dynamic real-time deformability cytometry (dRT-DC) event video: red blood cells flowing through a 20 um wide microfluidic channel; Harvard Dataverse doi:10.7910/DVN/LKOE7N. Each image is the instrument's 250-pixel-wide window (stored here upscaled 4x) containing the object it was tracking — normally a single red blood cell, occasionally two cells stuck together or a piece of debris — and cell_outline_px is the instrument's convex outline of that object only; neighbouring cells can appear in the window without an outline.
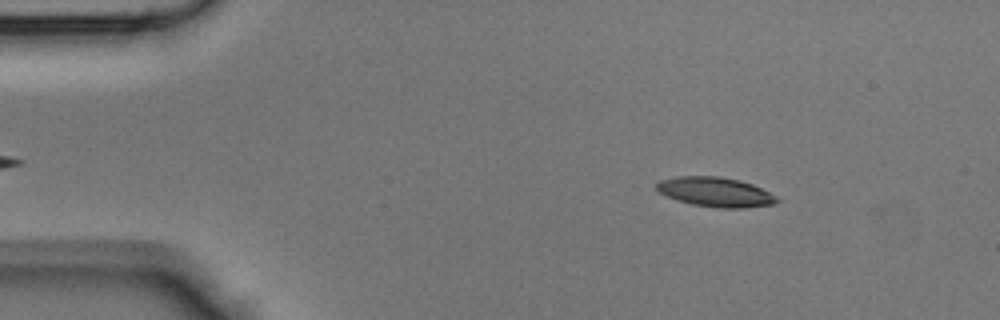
{"species": "Egyptian fruit bat (a non-hibernating species)", "species_latin": "Rousettus aegyptiacus", "temperature_condition": "room temperature", "stored_images_in_passage": 43, "camera_frame_rate_fps": 3000, "um_per_image_px": 0.085, "animal": {"sex": "male"}, "frame": {"image": 1, "passage_image": 5, "time_ms": 1.333, "image_size_px": [1000, 320], "cell_outline_px": [[780, 200], [772, 204], [744, 208], [716, 208], [692, 204], [676, 200], [660, 192], [656, 188], [656, 184], [660, 180], [676, 176], [720, 176], [740, 180], [752, 184], [776, 196]], "centroid_in_image_um": [60.8, 16.32], "position_along_channel_um": 24.2, "area_um2": 20.69}}
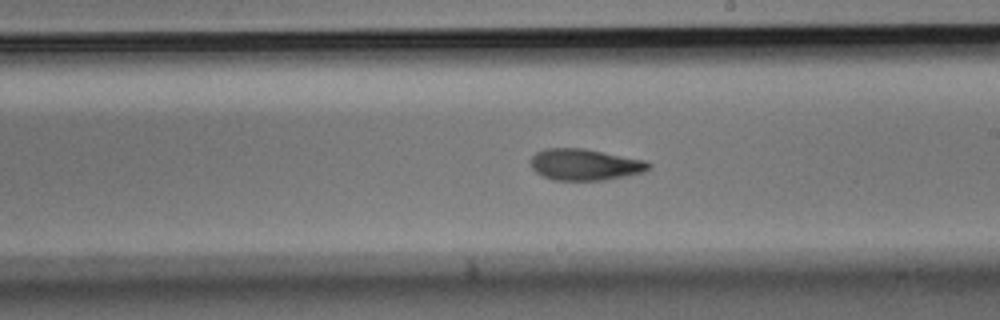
{"frame": {"image": 2, "passage_image": 24, "time_ms": 7.667, "image_size_px": [1000, 320], "cell_outline_px": [[652, 164], [644, 172], [604, 180], [552, 180], [536, 172], [532, 168], [532, 156], [536, 152], [544, 148], [584, 148], [648, 160]], "centroid_in_image_um": [49.74, 13.98], "position_along_channel_um": 239.3, "area_um2": 21.68}}
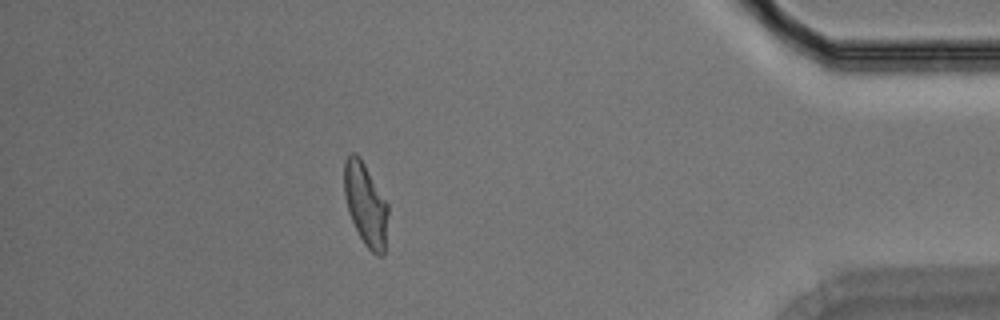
{"frame": {"image": 3, "passage_image": 38, "time_ms": 12.333, "image_size_px": [1000, 320], "cell_outline_px": [[388, 212], [384, 256], [376, 256], [364, 244], [348, 212], [344, 192], [344, 160], [348, 152], [356, 152], [360, 156], [388, 204]], "centroid_in_image_um": [31.07, 17.34], "position_along_channel_um": 404.1, "area_um2": 21.27}}